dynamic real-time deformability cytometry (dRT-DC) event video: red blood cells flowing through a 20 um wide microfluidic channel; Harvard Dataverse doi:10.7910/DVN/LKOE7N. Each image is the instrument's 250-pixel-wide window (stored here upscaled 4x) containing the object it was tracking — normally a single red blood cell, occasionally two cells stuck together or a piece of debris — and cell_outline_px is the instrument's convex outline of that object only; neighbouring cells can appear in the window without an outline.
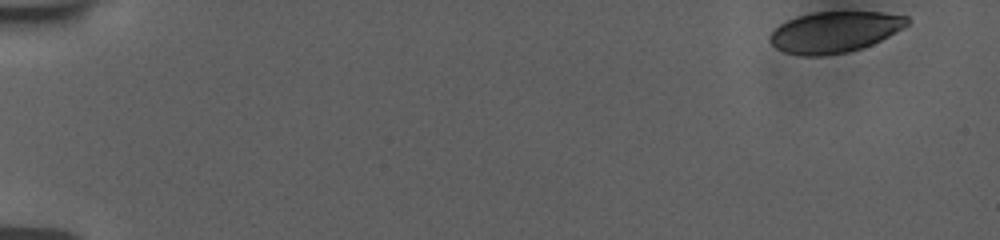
{"species": "human", "species_latin": "Homo sapiens", "temperature_condition": "room temperature", "stored_images_in_passage": 53, "camera_frame_rate_fps": 3000, "um_per_image_px": 0.085, "donor": {"sex": "female"}, "frame": {"image": 1, "passage_image": 1, "time_ms": 0.0, "image_size_px": [1000, 240], "cell_outline_px": [[912, 20], [904, 28], [872, 44], [848, 52], [820, 56], [804, 56], [784, 52], [776, 48], [768, 40], [772, 32], [780, 24], [796, 16], [812, 12], [880, 12], [908, 16]], "centroid_in_image_um": [70.95, 2.71], "position_along_channel_um": 14.1, "area_um2": 32.83}}
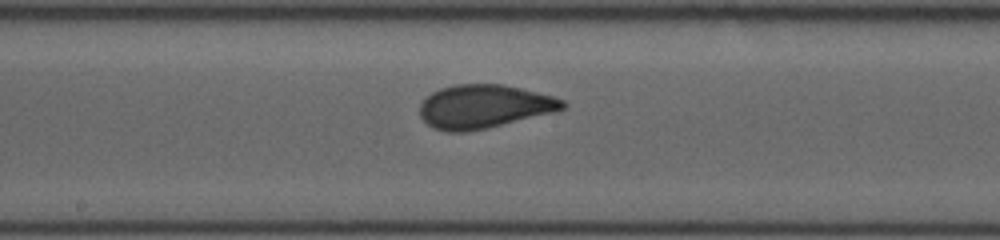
{"frame": {"image": 2, "passage_image": 29, "time_ms": 9.333, "image_size_px": [1000, 240], "cell_outline_px": [[568, 104], [564, 108], [556, 112], [484, 128], [464, 132], [448, 132], [432, 128], [420, 116], [420, 104], [432, 92], [440, 88], [456, 84], [504, 84], [552, 96], [564, 100]], "centroid_in_image_um": [41.14, 9.05], "position_along_channel_um": 207.1, "area_um2": 36.07}}
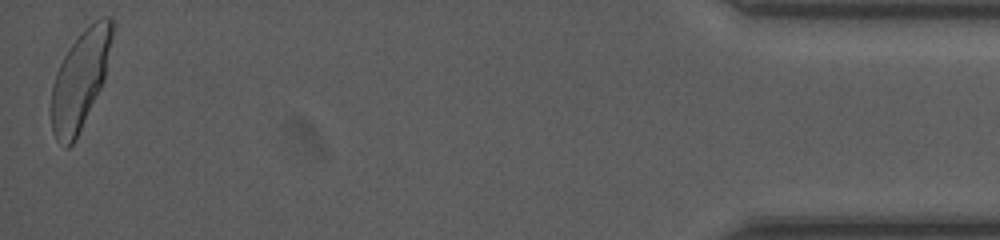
{"frame": {"image": 3, "passage_image": 53, "time_ms": 17.333, "image_size_px": [1000, 240], "cell_outline_px": [[112, 36], [104, 80], [72, 144], [68, 148], [64, 148], [56, 140], [52, 132], [52, 84], [56, 72], [64, 56], [72, 44], [100, 16], [112, 16]], "centroid_in_image_um": [6.8, 6.8], "position_along_channel_um": 428.4, "area_um2": 33.7}, "authors_computed_cell_mechanics": {"area_um2": 35.3158, "velocity_mm_per_s": 3.7618, "shape_relaxation_time_tau1_ms": 6.5502, "shape_relaxation_time_tau2_ms": null, "deformation_change_tau1": 0.1954, "deformation_change_tau2": null}}